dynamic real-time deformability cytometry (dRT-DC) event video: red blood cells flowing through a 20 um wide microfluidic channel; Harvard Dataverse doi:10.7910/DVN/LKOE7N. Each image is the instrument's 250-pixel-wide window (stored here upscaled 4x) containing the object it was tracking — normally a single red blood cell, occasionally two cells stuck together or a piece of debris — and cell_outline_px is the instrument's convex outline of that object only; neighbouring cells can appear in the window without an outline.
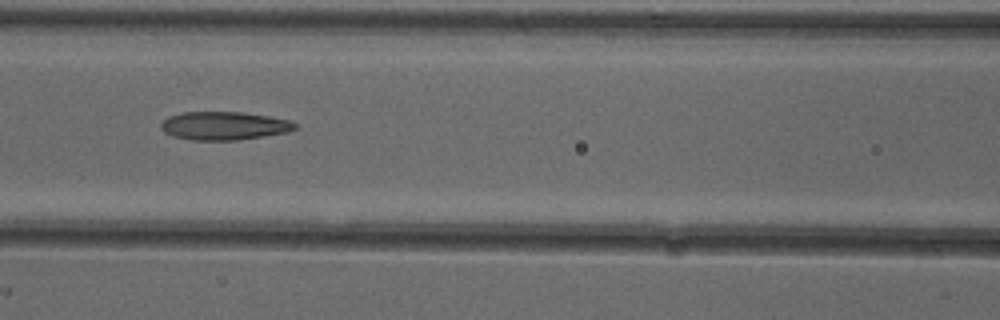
{"species": "common noctule bat (a hibernating species)", "species_latin": "Nyctalus noctula", "temperature_condition": "cold", "stored_images_in_passage": 8, "camera_frame_rate_fps": 3000, "um_per_image_px": 0.085, "animal": {"sex": "female"}, "frame": {"image": 1, "passage_image": 6, "time_ms": 1.667, "image_size_px": [1000, 320], "cell_outline_px": [[296, 128], [288, 132], [264, 136], [236, 140], [192, 140], [172, 136], [164, 132], [160, 128], [160, 124], [168, 116], [180, 112], [244, 112], [292, 120], [296, 124]], "centroid_in_image_um": [19.03, 10.68], "position_along_channel_um": 147.6, "area_um2": 22.25}}
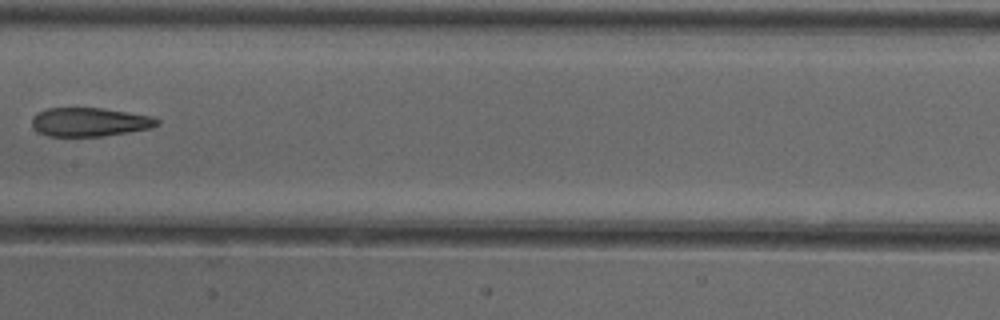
{"frame": {"image": 2, "passage_image": 7, "time_ms": 2.0, "image_size_px": [1000, 320], "cell_outline_px": [[160, 124], [152, 128], [104, 136], [48, 136], [40, 132], [32, 124], [32, 116], [36, 112], [48, 108], [100, 108], [152, 116], [160, 120]], "centroid_in_image_um": [7.64, 10.37], "position_along_channel_um": 199.8, "area_um2": 20.92}}
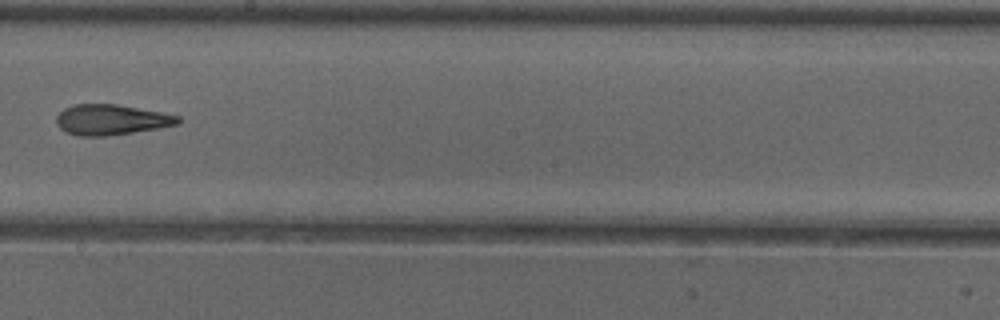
{"frame": {"image": 3, "passage_image": 8, "time_ms": 2.333, "image_size_px": [1000, 320], "cell_outline_px": [[180, 124], [160, 128], [108, 136], [80, 136], [68, 132], [60, 128], [56, 124], [56, 116], [64, 108], [72, 104], [116, 104], [164, 112], [180, 116]], "centroid_in_image_um": [9.48, 10.17], "position_along_channel_um": 238.7, "area_um2": 21.79}}